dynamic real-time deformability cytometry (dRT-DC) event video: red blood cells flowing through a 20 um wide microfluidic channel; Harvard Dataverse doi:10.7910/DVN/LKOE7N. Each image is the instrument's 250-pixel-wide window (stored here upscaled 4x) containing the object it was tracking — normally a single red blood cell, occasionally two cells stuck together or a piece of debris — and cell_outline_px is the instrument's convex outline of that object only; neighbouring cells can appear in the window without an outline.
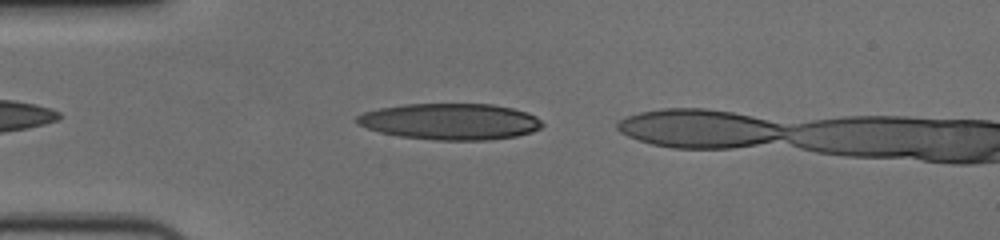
{"species": "human", "species_latin": "Homo sapiens", "temperature_condition": "cold", "stored_images_in_passage": 37, "camera_frame_rate_fps": 3000, "um_per_image_px": 0.085, "donor": {"sex": "female"}, "frame": {"image": 1, "passage_image": 3, "time_ms": 0.667, "image_size_px": [1000, 240], "cell_outline_px": [[544, 124], [540, 128], [532, 132], [516, 136], [488, 140], [436, 140], [400, 136], [380, 132], [356, 124], [356, 116], [364, 112], [380, 108], [404, 104], [492, 104], [512, 108], [528, 112], [536, 116]], "centroid_in_image_um": [38.29, 10.33], "position_along_channel_um": 46.7, "area_um2": 39.25}}
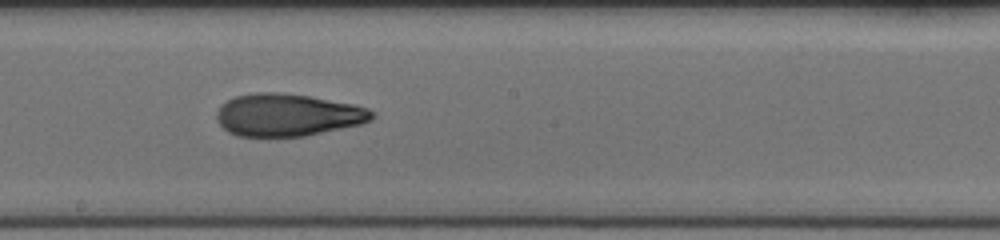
{"frame": {"image": 2, "passage_image": 19, "time_ms": 6.0, "image_size_px": [1000, 240], "cell_outline_px": [[376, 116], [372, 120], [360, 124], [304, 136], [236, 136], [228, 132], [216, 120], [216, 112], [220, 104], [236, 96], [256, 92], [280, 92], [308, 96], [356, 104], [368, 108], [376, 112]], "centroid_in_image_um": [24.46, 9.76], "position_along_channel_um": 223.7, "area_um2": 38.61}}
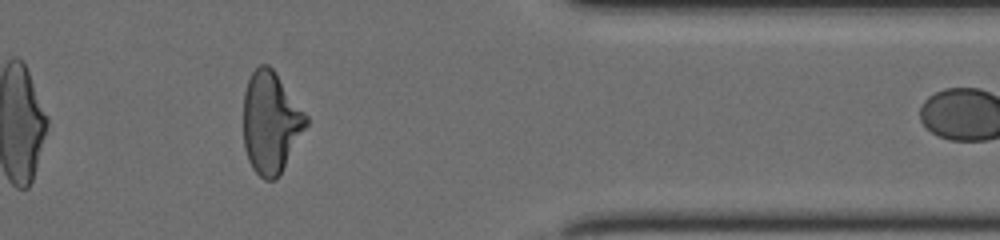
{"frame": {"image": 3, "passage_image": 34, "time_ms": 11.0, "image_size_px": [1000, 240], "cell_outline_px": [[308, 124], [280, 176], [276, 180], [264, 180], [252, 168], [248, 160], [244, 148], [244, 92], [248, 80], [252, 72], [260, 64], [268, 64], [276, 72], [308, 116]], "centroid_in_image_um": [23.02, 10.43], "position_along_channel_um": 388.4, "area_um2": 37.4}, "authors_computed_cell_mechanics": {"area_um2": 38.3792, "velocity_mm_per_s": 3.6748, "shape_relaxation_time_tau1_ms": 8.5466, "shape_relaxation_time_tau2_ms": 2.1829, "deformation_change_tau1": 0.2622, "deformation_change_tau2": 0.0937}}